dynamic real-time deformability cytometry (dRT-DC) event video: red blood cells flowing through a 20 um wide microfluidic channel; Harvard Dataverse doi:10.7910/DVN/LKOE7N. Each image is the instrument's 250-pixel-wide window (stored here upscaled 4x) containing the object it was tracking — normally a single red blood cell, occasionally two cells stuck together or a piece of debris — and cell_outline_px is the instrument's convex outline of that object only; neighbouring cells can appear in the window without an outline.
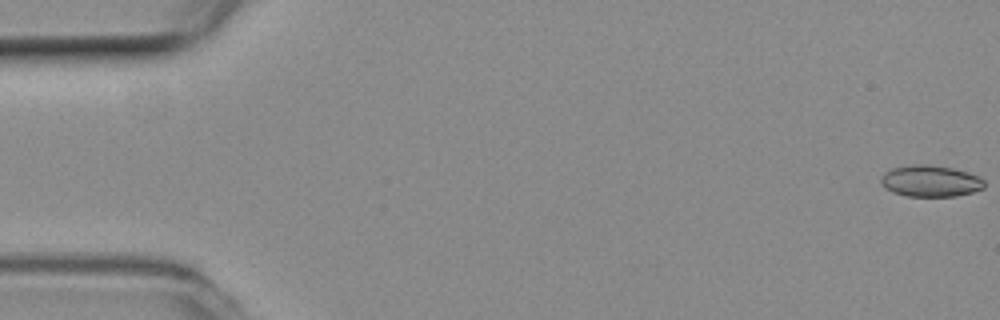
{"species": "common noctule bat (a hibernating species)", "species_latin": "Nyctalus noctula", "temperature_condition": "room temperature", "stored_images_in_passage": 12, "camera_frame_rate_fps": 3000, "um_per_image_px": 0.085, "animal": {"sex": "female", "body_mass_g": 19.3, "forearm_length_mm": 54.1}, "frame": {"image": 1, "passage_image": 1, "time_ms": 0.0, "image_size_px": [1000, 320], "cell_outline_px": [[984, 188], [972, 192], [956, 196], [908, 196], [892, 192], [880, 180], [880, 176], [884, 172], [892, 168], [912, 164], [928, 164], [952, 168], [968, 172], [984, 180]], "centroid_in_image_um": [79.08, 15.38], "position_along_channel_um": 5.9, "area_um2": 18.84}}